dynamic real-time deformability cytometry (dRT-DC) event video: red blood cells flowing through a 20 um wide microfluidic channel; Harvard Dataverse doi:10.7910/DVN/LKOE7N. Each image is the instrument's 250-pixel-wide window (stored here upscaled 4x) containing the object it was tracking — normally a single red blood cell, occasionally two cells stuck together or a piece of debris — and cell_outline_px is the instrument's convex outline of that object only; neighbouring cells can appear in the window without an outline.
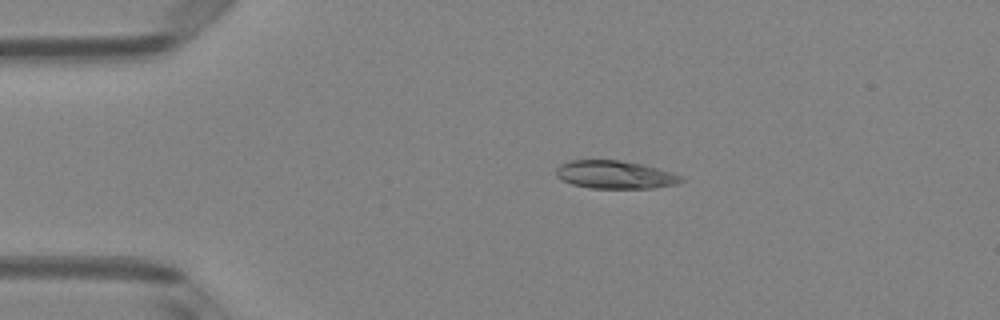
{"species": "Egyptian fruit bat (a non-hibernating species)", "species_latin": "Rousettus aegyptiacus", "temperature_condition": "room temperature", "stored_images_in_passage": 3, "camera_frame_rate_fps": 3000, "um_per_image_px": 0.085, "animal": {"sex": "female"}, "frame": {"image": 1, "passage_image": 2, "time_ms": 0.333, "image_size_px": [1000, 320], "cell_outline_px": [[684, 180], [680, 184], [652, 188], [588, 188], [572, 184], [560, 180], [556, 176], [556, 168], [560, 164], [572, 160], [620, 160], [640, 164], [656, 168], [684, 176]], "centroid_in_image_um": [52.27, 14.86], "position_along_channel_um": 32.7, "area_um2": 20.52}}